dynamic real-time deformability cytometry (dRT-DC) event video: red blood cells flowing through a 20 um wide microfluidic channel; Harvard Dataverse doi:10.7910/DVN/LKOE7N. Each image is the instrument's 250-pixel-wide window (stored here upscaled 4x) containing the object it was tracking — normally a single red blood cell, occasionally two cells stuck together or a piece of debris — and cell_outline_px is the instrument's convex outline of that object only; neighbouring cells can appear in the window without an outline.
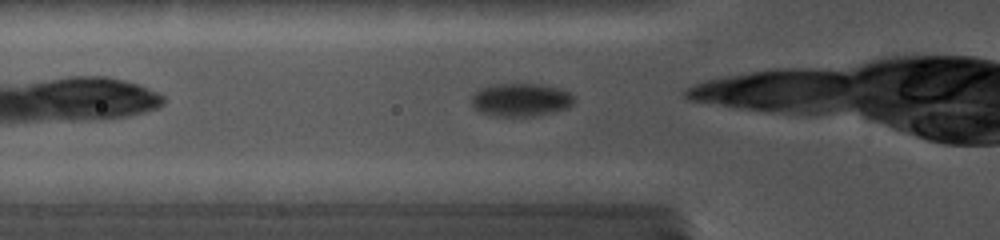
{"species": "common noctule bat (a hibernating species)", "species_latin": "Nyctalus noctula", "temperature_condition": "cold", "stored_images_in_passage": 16, "camera_frame_rate_fps": 5000, "um_per_image_px": 0.085, "animal": {"sex": "female", "body_mass_g": 19.0, "forearm_length_mm": 56.7}, "frame": {"image": 1, "passage_image": 3, "time_ms": 0.8, "image_size_px": [1000, 240], "cell_outline_px": [[576, 100], [568, 108], [536, 116], [492, 116], [480, 112], [472, 104], [472, 96], [480, 88], [492, 84], [536, 84], [556, 88], [568, 92]], "centroid_in_image_um": [44.25, 8.49], "position_along_channel_um": 81.5, "area_um2": 19.65}}
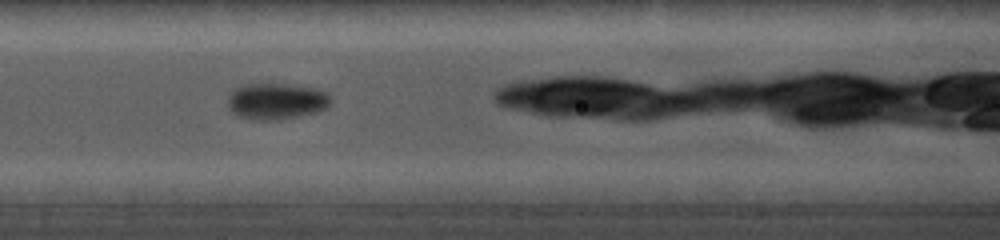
{"frame": {"image": 2, "passage_image": 7, "time_ms": 2.4, "image_size_px": [1000, 240], "cell_outline_px": [[328, 108], [316, 112], [300, 116], [280, 120], [256, 120], [236, 116], [228, 108], [228, 96], [232, 88], [240, 84], [284, 84], [316, 88], [324, 92], [328, 96]], "centroid_in_image_um": [23.41, 8.61], "position_along_channel_um": 143.2, "area_um2": 21.96}}